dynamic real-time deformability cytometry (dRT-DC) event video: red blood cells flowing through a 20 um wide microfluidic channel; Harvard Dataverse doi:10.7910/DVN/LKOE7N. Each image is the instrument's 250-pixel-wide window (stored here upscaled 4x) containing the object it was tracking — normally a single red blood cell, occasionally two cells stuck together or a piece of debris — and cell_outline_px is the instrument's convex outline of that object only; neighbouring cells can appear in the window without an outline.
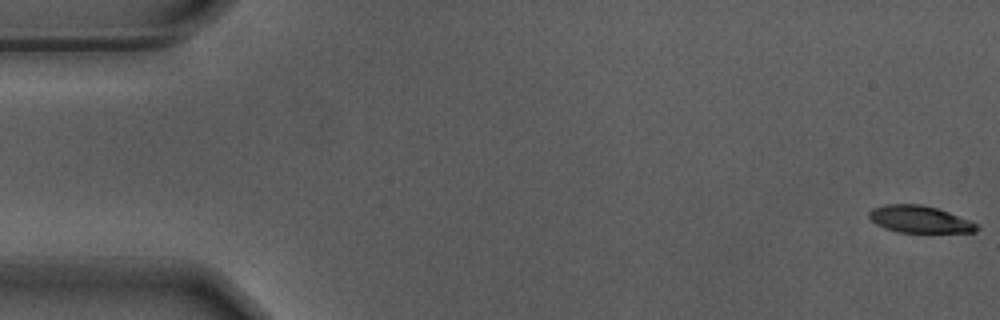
{"species": "Egyptian fruit bat (a non-hibernating species)", "species_latin": "Rousettus aegyptiacus", "temperature_condition": "warm", "stored_images_in_passage": 6, "camera_frame_rate_fps": 3000, "um_per_image_px": 0.085, "animal": {"sex": "male"}, "frame": {"image": 1, "passage_image": 1, "time_ms": 0.0, "image_size_px": [1000, 320], "cell_outline_px": [[980, 228], [976, 232], [896, 232], [884, 228], [876, 224], [868, 216], [868, 212], [872, 208], [884, 204], [920, 204], [936, 208], [948, 212], [980, 224]], "centroid_in_image_um": [78.16, 18.64], "position_along_channel_um": 6.8, "area_um2": 17.05}}